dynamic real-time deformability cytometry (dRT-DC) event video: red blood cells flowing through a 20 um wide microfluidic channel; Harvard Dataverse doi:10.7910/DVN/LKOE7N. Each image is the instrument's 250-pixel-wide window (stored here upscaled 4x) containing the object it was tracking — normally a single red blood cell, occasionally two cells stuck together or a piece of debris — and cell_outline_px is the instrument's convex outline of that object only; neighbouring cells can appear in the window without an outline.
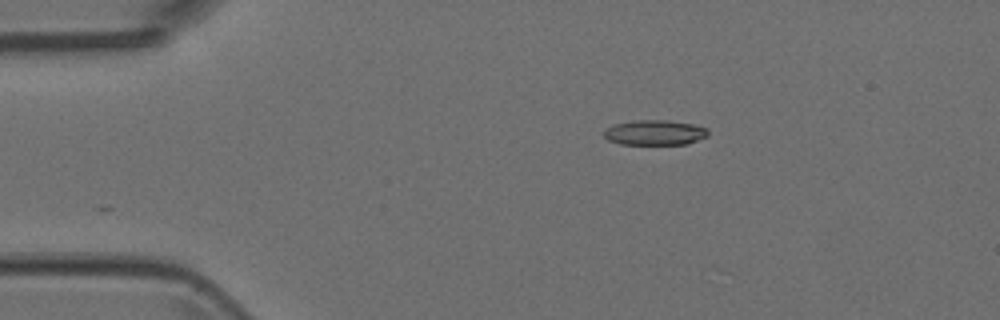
{"species": "Egyptian fruit bat (a non-hibernating species)", "species_latin": "Rousettus aegyptiacus", "temperature_condition": "room temperature", "stored_images_in_passage": 8, "camera_frame_rate_fps": 3000, "um_per_image_px": 0.085, "animal": {"sex": "female"}, "frame": {"image": 1, "passage_image": 2, "time_ms": 0.333, "image_size_px": [1000, 320], "cell_outline_px": [[708, 136], [688, 144], [620, 144], [608, 140], [604, 136], [604, 132], [612, 124], [636, 120], [668, 120], [696, 124], [708, 128]], "centroid_in_image_um": [55.7, 11.26], "position_along_channel_um": 29.3, "area_um2": 15.37}}
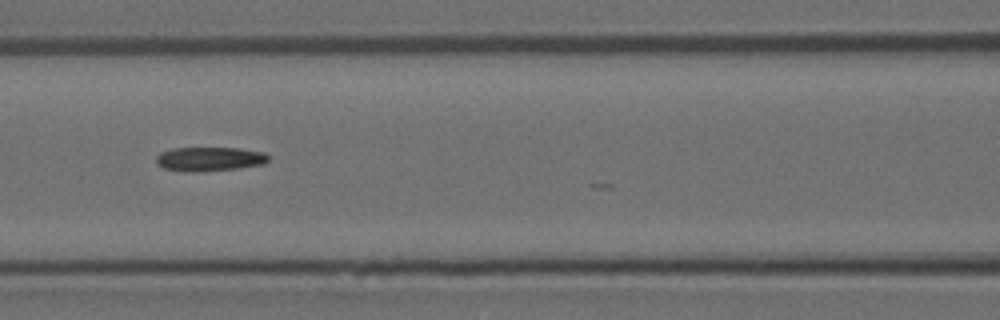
{"frame": {"image": 2, "passage_image": 6, "time_ms": 1.667, "image_size_px": [1000, 320], "cell_outline_px": [[268, 160], [264, 164], [240, 168], [196, 172], [192, 172], [164, 168], [156, 164], [156, 156], [160, 152], [172, 148], [240, 148], [264, 152], [268, 156]], "centroid_in_image_um": [17.8, 13.51], "position_along_channel_um": 148.8, "area_um2": 15.84}}
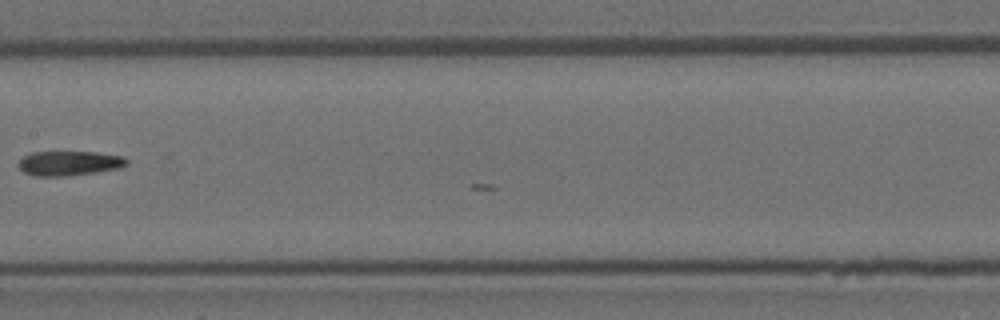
{"frame": {"image": 3, "passage_image": 7, "time_ms": 2.0, "image_size_px": [1000, 320], "cell_outline_px": [[128, 164], [120, 168], [96, 172], [64, 176], [36, 176], [24, 172], [20, 168], [20, 160], [24, 156], [32, 152], [96, 152], [124, 156], [128, 160]], "centroid_in_image_um": [5.93, 13.87], "position_along_channel_um": 201.5, "area_um2": 15.43}}